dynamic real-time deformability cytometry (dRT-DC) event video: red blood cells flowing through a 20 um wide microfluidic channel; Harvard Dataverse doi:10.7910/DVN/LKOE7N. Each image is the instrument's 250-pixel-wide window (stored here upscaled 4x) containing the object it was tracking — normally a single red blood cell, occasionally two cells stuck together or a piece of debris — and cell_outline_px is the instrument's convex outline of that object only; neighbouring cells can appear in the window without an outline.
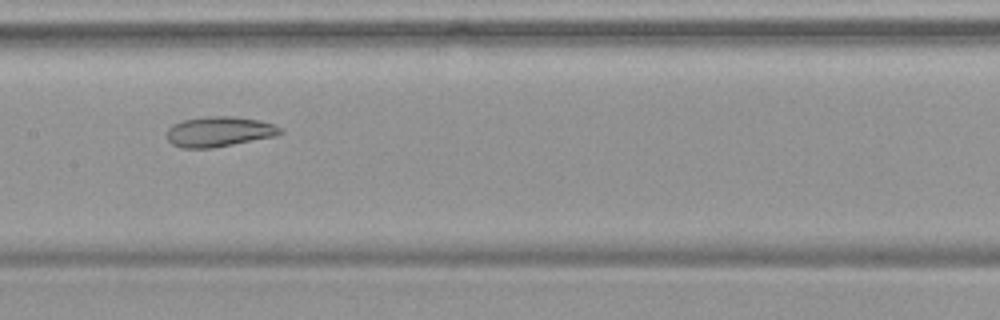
{"species": "common noctule bat (a hibernating species)", "species_latin": "Nyctalus noctula", "temperature_condition": "warm", "stored_images_in_passage": 55, "camera_frame_rate_fps": 3000, "um_per_image_px": 0.085, "animal": {"sex": "female", "body_mass_g": 19.9}, "frame": {"image": 1, "passage_image": 28, "time_ms": 9.0, "image_size_px": [1000, 320], "cell_outline_px": [[284, 132], [276, 136], [212, 148], [180, 148], [172, 144], [168, 140], [168, 128], [172, 124], [184, 120], [204, 116], [232, 116], [260, 120], [284, 128]], "centroid_in_image_um": [18.65, 11.19], "position_along_channel_um": 188.8, "area_um2": 20.06}}
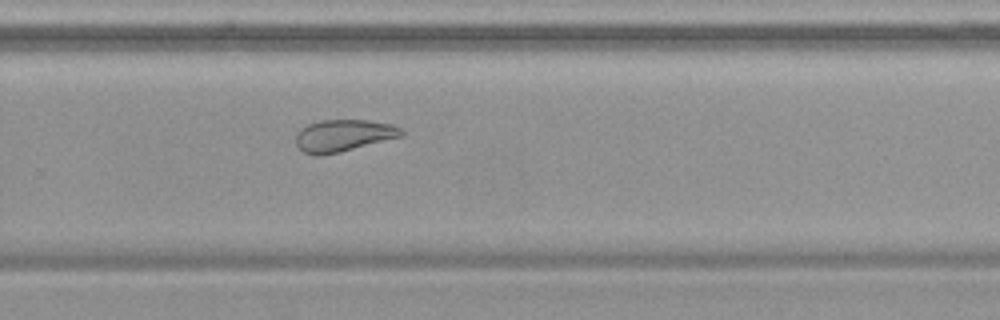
{"frame": {"image": 2, "passage_image": 37, "time_ms": 12.0, "image_size_px": [1000, 320], "cell_outline_px": [[404, 136], [340, 152], [320, 156], [316, 156], [304, 152], [296, 144], [296, 132], [300, 128], [308, 124], [320, 120], [368, 120], [392, 124], [404, 128]], "centroid_in_image_um": [29.22, 11.52], "position_along_channel_um": 300.6, "area_um2": 19.94}}
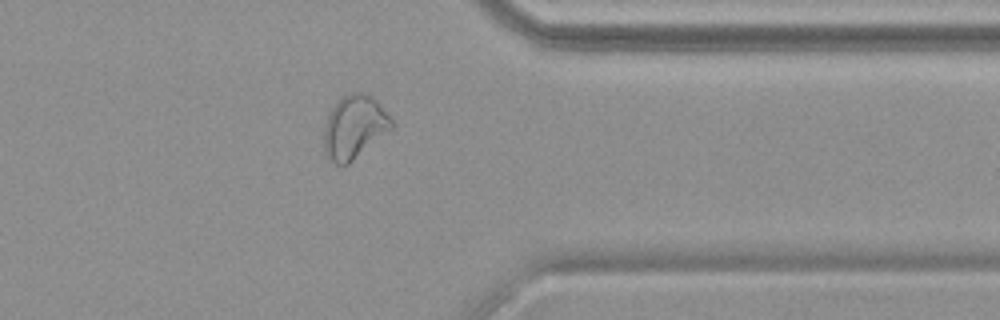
{"frame": {"image": 3, "passage_image": 44, "time_ms": 14.333, "image_size_px": [1000, 320], "cell_outline_px": [[396, 124], [392, 128], [344, 168], [340, 168], [324, 152], [324, 124], [336, 100], [352, 92], [364, 92], [372, 96], [376, 100]], "centroid_in_image_um": [30.11, 10.81], "position_along_channel_um": 381.3, "area_um2": 25.09}, "authors_computed_cell_mechanics": {"area_um2": 26.588, "velocity_mm_per_s": 3.7451, "shape_relaxation_time_tau1_ms": null, "shape_relaxation_time_tau2_ms": 4.5544, "deformation_change_tau1": null, "deformation_change_tau2": 0.1185}}